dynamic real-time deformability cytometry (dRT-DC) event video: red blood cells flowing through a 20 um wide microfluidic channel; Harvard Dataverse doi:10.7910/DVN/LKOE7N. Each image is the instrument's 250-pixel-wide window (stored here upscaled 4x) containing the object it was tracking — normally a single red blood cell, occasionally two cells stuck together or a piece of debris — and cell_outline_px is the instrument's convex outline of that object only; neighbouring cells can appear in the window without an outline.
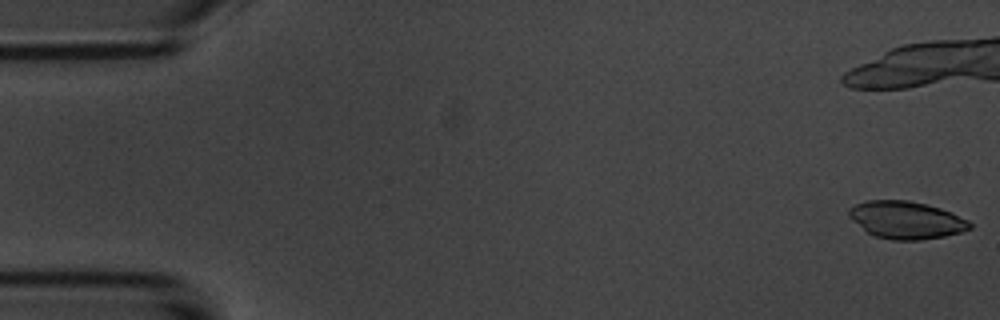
{"species": "common noctule bat (a hibernating species)", "species_latin": "Nyctalus noctula", "temperature_condition": "room temperature", "stored_images_in_passage": 15, "camera_frame_rate_fps": 3000, "um_per_image_px": 0.085, "animal": {"sex": "male", "body_mass_g": 20.1, "forearm_length_mm": 53.5}, "frame": {"image": 1, "passage_image": 1, "time_ms": 0.0, "image_size_px": [1000, 320], "cell_outline_px": [[972, 228], [960, 232], [944, 236], [920, 240], [892, 240], [876, 236], [868, 232], [852, 220], [848, 216], [848, 208], [856, 204], [868, 200], [908, 200], [928, 204], [952, 212], [968, 220], [972, 224]], "centroid_in_image_um": [77.04, 18.69], "position_along_channel_um": 8.0, "area_um2": 26.41}}